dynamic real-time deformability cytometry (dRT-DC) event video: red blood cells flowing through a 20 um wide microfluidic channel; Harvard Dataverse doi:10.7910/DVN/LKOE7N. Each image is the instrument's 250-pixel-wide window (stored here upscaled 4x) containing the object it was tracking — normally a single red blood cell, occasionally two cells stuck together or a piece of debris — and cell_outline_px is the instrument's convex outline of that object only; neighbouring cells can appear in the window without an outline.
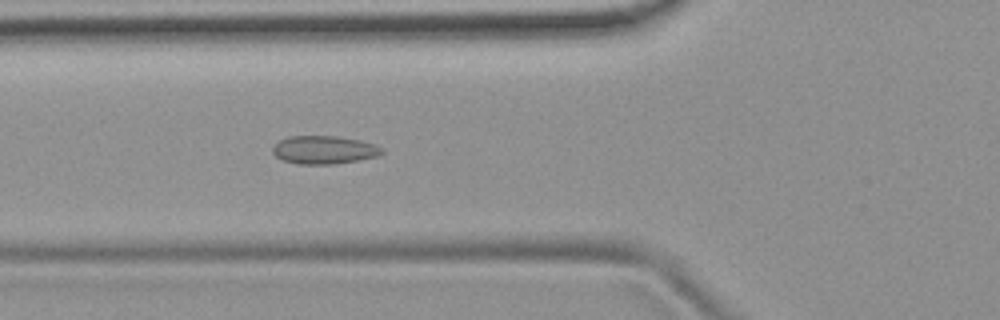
{"species": "common noctule bat (a hibernating species)", "species_latin": "Nyctalus noctula", "temperature_condition": "room temperature", "stored_images_in_passage": 52, "camera_frame_rate_fps": 3000, "um_per_image_px": 0.085, "animal": {"sex": "female", "body_mass_g": 19.9}, "frame": {"image": 1, "passage_image": 19, "time_ms": 6.0, "image_size_px": [1000, 320], "cell_outline_px": [[384, 152], [376, 156], [336, 164], [296, 164], [284, 160], [276, 156], [272, 152], [272, 148], [280, 140], [288, 136], [336, 136], [360, 140], [376, 144], [384, 148]], "centroid_in_image_um": [27.56, 12.73], "position_along_channel_um": 98.2, "area_um2": 17.92}}
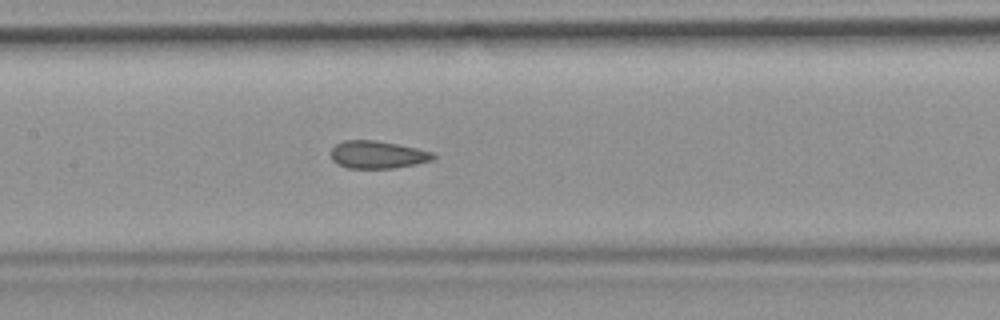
{"frame": {"image": 2, "passage_image": 25, "time_ms": 8.0, "image_size_px": [1000, 320], "cell_outline_px": [[436, 156], [432, 160], [416, 164], [392, 168], [348, 168], [336, 164], [332, 160], [332, 148], [336, 144], [344, 140], [376, 140], [416, 148], [432, 152]], "centroid_in_image_um": [32.07, 13.15], "position_along_channel_um": 175.3, "area_um2": 16.36}}
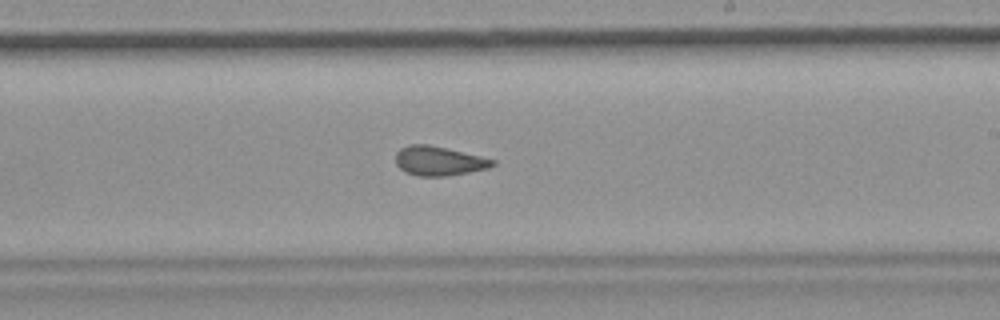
{"frame": {"image": 3, "passage_image": 31, "time_ms": 10.0, "image_size_px": [1000, 320], "cell_outline_px": [[496, 164], [488, 168], [448, 176], [420, 176], [404, 172], [396, 164], [396, 152], [400, 148], [412, 144], [428, 144], [448, 148], [496, 160]], "centroid_in_image_um": [37.3, 13.67], "position_along_channel_um": 251.7, "area_um2": 16.59}, "authors_computed_cell_mechanics": {"area_um2": 17.3111, "velocity_mm_per_s": 3.8352, "shape_relaxation_time_tau1_ms": null, "shape_relaxation_time_tau2_ms": 1.4088, "deformation_change_tau1": null, "deformation_change_tau2": 0.0624}}